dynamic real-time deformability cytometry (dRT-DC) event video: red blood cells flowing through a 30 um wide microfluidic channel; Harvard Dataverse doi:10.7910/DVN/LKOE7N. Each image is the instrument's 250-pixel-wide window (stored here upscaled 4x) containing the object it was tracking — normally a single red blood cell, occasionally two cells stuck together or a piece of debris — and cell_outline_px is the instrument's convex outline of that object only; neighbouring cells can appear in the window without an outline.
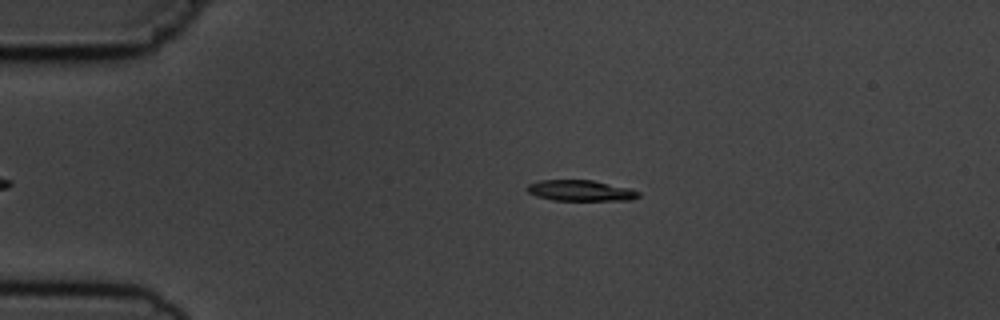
{"species": "common noctule bat (a hibernating species)", "species_latin": "Nyctalus noctula", "temperature_condition": "cold", "stored_images_in_passage": 2, "camera_frame_rate_fps": 3000, "um_per_image_px": 0.085, "animal": {"sex": "male", "body_mass_g": 19.5, "forearm_length_mm": 54.6}, "frame": {"image": 1, "passage_image": 1, "time_ms": 0.0, "image_size_px": [1000, 320], "cell_outline_px": [[640, 196], [632, 200], [552, 200], [536, 196], [528, 192], [528, 184], [540, 180], [592, 180], [632, 188], [640, 192]], "centroid_in_image_um": [49.39, 16.2], "position_along_channel_um": 35.6, "area_um2": 13.58}}